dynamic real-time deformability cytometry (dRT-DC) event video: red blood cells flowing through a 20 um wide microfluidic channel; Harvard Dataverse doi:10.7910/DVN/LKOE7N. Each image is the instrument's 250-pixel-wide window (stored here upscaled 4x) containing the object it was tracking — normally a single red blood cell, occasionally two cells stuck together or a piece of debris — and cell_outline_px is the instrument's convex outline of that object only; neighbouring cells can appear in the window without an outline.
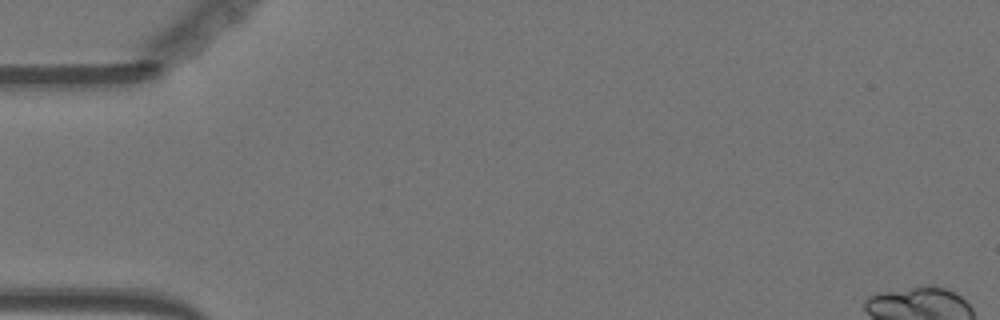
{"species": "Egyptian fruit bat (a non-hibernating species)", "species_latin": "Rousettus aegyptiacus", "temperature_condition": "warm", "stored_images_in_passage": 5, "camera_frame_rate_fps": 3000, "um_per_image_px": 0.085, "animal": {"sex": "female"}, "frame": {"image": 1, "passage_image": 1, "time_ms": 0.0, "image_size_px": [1000, 320], "cell_outline_px": [[256, 32], [232, 64], [208, 84], [192, 84], [188, 80], [236, 28], [252, 28]], "centroid_in_image_um": [18.95, 4.79], "position_along_channel_um": 66.0, "area_um2": 10.4}}